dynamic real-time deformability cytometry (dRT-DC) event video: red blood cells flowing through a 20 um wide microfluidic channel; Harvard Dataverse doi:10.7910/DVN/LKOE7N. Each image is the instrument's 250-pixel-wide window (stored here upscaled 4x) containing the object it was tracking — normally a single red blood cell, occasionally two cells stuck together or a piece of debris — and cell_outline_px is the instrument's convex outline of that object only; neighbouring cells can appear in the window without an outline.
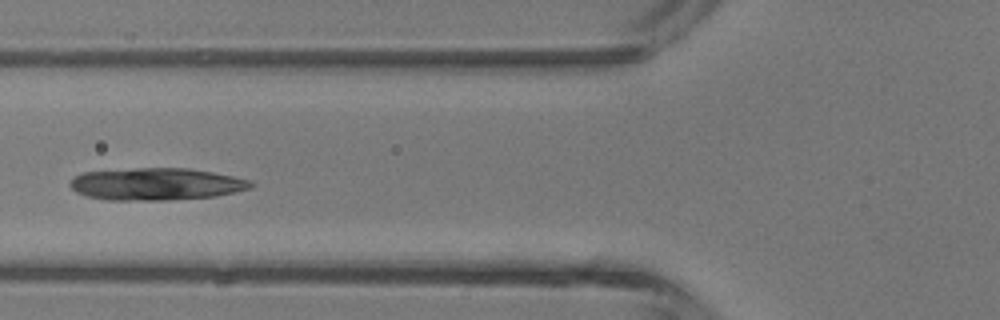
{"species": "common noctule bat (a hibernating species)", "species_latin": "Nyctalus noctula", "temperature_condition": "room temperature", "stored_images_in_passage": 4, "camera_frame_rate_fps": 3000, "um_per_image_px": 0.085, "animal": {"sex": "male", "body_mass_g": 13.3}, "frame": {"image": 1, "passage_image": 4, "time_ms": 3.333, "image_size_px": [1000, 320], "cell_outline_px": [[256, 184], [252, 188], [216, 196], [168, 200], [108, 200], [88, 196], [76, 192], [68, 184], [72, 176], [84, 172], [136, 168], [188, 168], [212, 172], [252, 180]], "centroid_in_image_um": [13.28, 15.64], "position_along_channel_um": 112.5, "area_um2": 34.1}}